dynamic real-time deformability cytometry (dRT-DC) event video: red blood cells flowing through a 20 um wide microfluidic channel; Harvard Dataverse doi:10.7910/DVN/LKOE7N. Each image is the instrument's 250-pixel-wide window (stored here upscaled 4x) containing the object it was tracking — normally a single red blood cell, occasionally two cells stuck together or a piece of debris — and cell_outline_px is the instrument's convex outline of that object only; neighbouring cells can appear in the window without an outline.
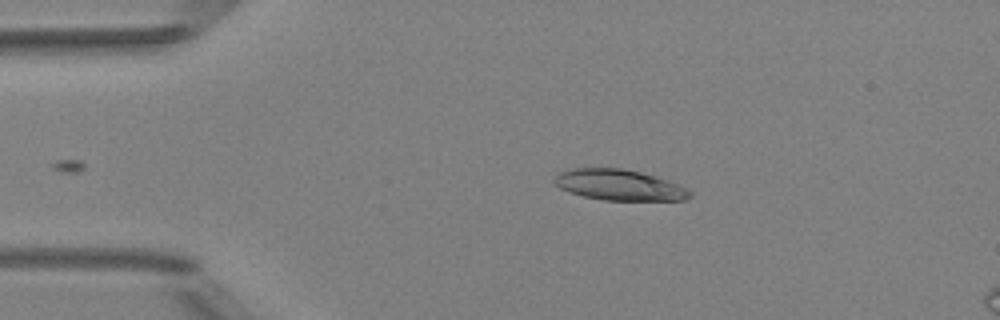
{"species": "Egyptian fruit bat (a non-hibernating species)", "species_latin": "Rousettus aegyptiacus", "temperature_condition": "room temperature", "stored_images_in_passage": 4, "camera_frame_rate_fps": 3000, "um_per_image_px": 0.085, "animal": {"sex": "female"}, "frame": {"image": 1, "passage_image": 4, "time_ms": 3.667, "image_size_px": [1000, 320], "cell_outline_px": [[692, 196], [684, 200], [604, 200], [584, 196], [568, 192], [560, 188], [552, 180], [560, 172], [572, 168], [624, 168], [656, 176], [668, 180], [692, 192]], "centroid_in_image_um": [52.62, 15.72], "position_along_channel_um": 32.4, "area_um2": 24.22}}